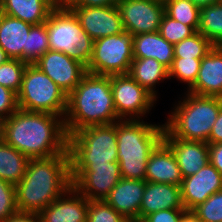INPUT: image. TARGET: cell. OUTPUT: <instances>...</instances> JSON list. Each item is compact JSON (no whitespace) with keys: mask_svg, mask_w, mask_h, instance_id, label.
<instances>
[{"mask_svg":"<svg viewBox=\"0 0 222 222\" xmlns=\"http://www.w3.org/2000/svg\"><path fill=\"white\" fill-rule=\"evenodd\" d=\"M213 46L201 33L196 32L174 45V57L203 58Z\"/></svg>","mask_w":222,"mask_h":222,"instance_id":"f546056e","label":"cell"},{"mask_svg":"<svg viewBox=\"0 0 222 222\" xmlns=\"http://www.w3.org/2000/svg\"><path fill=\"white\" fill-rule=\"evenodd\" d=\"M3 123L4 119L0 117V140L3 138Z\"/></svg>","mask_w":222,"mask_h":222,"instance_id":"bcb514c9","label":"cell"},{"mask_svg":"<svg viewBox=\"0 0 222 222\" xmlns=\"http://www.w3.org/2000/svg\"><path fill=\"white\" fill-rule=\"evenodd\" d=\"M18 109L17 94L0 85V117L4 120Z\"/></svg>","mask_w":222,"mask_h":222,"instance_id":"8d00e7d4","label":"cell"},{"mask_svg":"<svg viewBox=\"0 0 222 222\" xmlns=\"http://www.w3.org/2000/svg\"><path fill=\"white\" fill-rule=\"evenodd\" d=\"M164 209H185L181 199V186L146 181L140 217L145 218Z\"/></svg>","mask_w":222,"mask_h":222,"instance_id":"44dd1931","label":"cell"},{"mask_svg":"<svg viewBox=\"0 0 222 222\" xmlns=\"http://www.w3.org/2000/svg\"><path fill=\"white\" fill-rule=\"evenodd\" d=\"M190 1L198 7H204L210 4L218 3L220 0H190Z\"/></svg>","mask_w":222,"mask_h":222,"instance_id":"7bdbcfd3","label":"cell"},{"mask_svg":"<svg viewBox=\"0 0 222 222\" xmlns=\"http://www.w3.org/2000/svg\"><path fill=\"white\" fill-rule=\"evenodd\" d=\"M70 165H108L117 160V122L94 125L68 135Z\"/></svg>","mask_w":222,"mask_h":222,"instance_id":"8992f818","label":"cell"},{"mask_svg":"<svg viewBox=\"0 0 222 222\" xmlns=\"http://www.w3.org/2000/svg\"><path fill=\"white\" fill-rule=\"evenodd\" d=\"M3 222H42L38 213L16 211Z\"/></svg>","mask_w":222,"mask_h":222,"instance_id":"60d3db41","label":"cell"},{"mask_svg":"<svg viewBox=\"0 0 222 222\" xmlns=\"http://www.w3.org/2000/svg\"><path fill=\"white\" fill-rule=\"evenodd\" d=\"M93 41L125 31L117 5L103 7L67 6Z\"/></svg>","mask_w":222,"mask_h":222,"instance_id":"4fadbf2b","label":"cell"},{"mask_svg":"<svg viewBox=\"0 0 222 222\" xmlns=\"http://www.w3.org/2000/svg\"><path fill=\"white\" fill-rule=\"evenodd\" d=\"M18 211L15 185L0 179V222Z\"/></svg>","mask_w":222,"mask_h":222,"instance_id":"d590c367","label":"cell"},{"mask_svg":"<svg viewBox=\"0 0 222 222\" xmlns=\"http://www.w3.org/2000/svg\"><path fill=\"white\" fill-rule=\"evenodd\" d=\"M174 105L164 123L165 130L173 138L208 143L211 128L222 107V97L200 96L186 91Z\"/></svg>","mask_w":222,"mask_h":222,"instance_id":"5b68a950","label":"cell"},{"mask_svg":"<svg viewBox=\"0 0 222 222\" xmlns=\"http://www.w3.org/2000/svg\"><path fill=\"white\" fill-rule=\"evenodd\" d=\"M202 58L174 57L169 68V79L177 78L187 85V91L195 84Z\"/></svg>","mask_w":222,"mask_h":222,"instance_id":"f1b7e54d","label":"cell"},{"mask_svg":"<svg viewBox=\"0 0 222 222\" xmlns=\"http://www.w3.org/2000/svg\"><path fill=\"white\" fill-rule=\"evenodd\" d=\"M58 5H66L71 0H55Z\"/></svg>","mask_w":222,"mask_h":222,"instance_id":"c3c4849f","label":"cell"},{"mask_svg":"<svg viewBox=\"0 0 222 222\" xmlns=\"http://www.w3.org/2000/svg\"><path fill=\"white\" fill-rule=\"evenodd\" d=\"M133 57L154 58L169 69L174 59V45L165 40L159 32L134 35Z\"/></svg>","mask_w":222,"mask_h":222,"instance_id":"cb8c5ba5","label":"cell"},{"mask_svg":"<svg viewBox=\"0 0 222 222\" xmlns=\"http://www.w3.org/2000/svg\"><path fill=\"white\" fill-rule=\"evenodd\" d=\"M222 189V174L208 162L197 173L183 178L181 199L185 210L191 212L212 194Z\"/></svg>","mask_w":222,"mask_h":222,"instance_id":"9a60e30c","label":"cell"},{"mask_svg":"<svg viewBox=\"0 0 222 222\" xmlns=\"http://www.w3.org/2000/svg\"><path fill=\"white\" fill-rule=\"evenodd\" d=\"M48 50L49 37L45 22L31 25L27 36V63L33 64Z\"/></svg>","mask_w":222,"mask_h":222,"instance_id":"4dcf8cb0","label":"cell"},{"mask_svg":"<svg viewBox=\"0 0 222 222\" xmlns=\"http://www.w3.org/2000/svg\"><path fill=\"white\" fill-rule=\"evenodd\" d=\"M57 6L55 0H0L1 13L31 25L45 22Z\"/></svg>","mask_w":222,"mask_h":222,"instance_id":"603a6c76","label":"cell"},{"mask_svg":"<svg viewBox=\"0 0 222 222\" xmlns=\"http://www.w3.org/2000/svg\"><path fill=\"white\" fill-rule=\"evenodd\" d=\"M222 143V107L220 108L219 114L215 123L213 124L208 138V144Z\"/></svg>","mask_w":222,"mask_h":222,"instance_id":"b9f144b4","label":"cell"},{"mask_svg":"<svg viewBox=\"0 0 222 222\" xmlns=\"http://www.w3.org/2000/svg\"><path fill=\"white\" fill-rule=\"evenodd\" d=\"M197 32L214 46H222V4L220 2L200 7Z\"/></svg>","mask_w":222,"mask_h":222,"instance_id":"4316f807","label":"cell"},{"mask_svg":"<svg viewBox=\"0 0 222 222\" xmlns=\"http://www.w3.org/2000/svg\"><path fill=\"white\" fill-rule=\"evenodd\" d=\"M18 109L64 117L67 94L36 65L27 64L17 93Z\"/></svg>","mask_w":222,"mask_h":222,"instance_id":"ba28073f","label":"cell"},{"mask_svg":"<svg viewBox=\"0 0 222 222\" xmlns=\"http://www.w3.org/2000/svg\"><path fill=\"white\" fill-rule=\"evenodd\" d=\"M128 74L156 99L158 90L156 85L169 79V69L154 58H134Z\"/></svg>","mask_w":222,"mask_h":222,"instance_id":"d4e9b609","label":"cell"},{"mask_svg":"<svg viewBox=\"0 0 222 222\" xmlns=\"http://www.w3.org/2000/svg\"><path fill=\"white\" fill-rule=\"evenodd\" d=\"M119 0H71L66 6L103 7L117 5Z\"/></svg>","mask_w":222,"mask_h":222,"instance_id":"ab89813d","label":"cell"},{"mask_svg":"<svg viewBox=\"0 0 222 222\" xmlns=\"http://www.w3.org/2000/svg\"><path fill=\"white\" fill-rule=\"evenodd\" d=\"M159 33L165 40L175 45L185 38L190 37L196 31L191 26L174 20L164 13L159 26Z\"/></svg>","mask_w":222,"mask_h":222,"instance_id":"d6a6232c","label":"cell"},{"mask_svg":"<svg viewBox=\"0 0 222 222\" xmlns=\"http://www.w3.org/2000/svg\"><path fill=\"white\" fill-rule=\"evenodd\" d=\"M30 158L0 140V179L17 185L27 170Z\"/></svg>","mask_w":222,"mask_h":222,"instance_id":"484cf974","label":"cell"},{"mask_svg":"<svg viewBox=\"0 0 222 222\" xmlns=\"http://www.w3.org/2000/svg\"><path fill=\"white\" fill-rule=\"evenodd\" d=\"M209 162L222 174V143L209 144Z\"/></svg>","mask_w":222,"mask_h":222,"instance_id":"f35d334b","label":"cell"},{"mask_svg":"<svg viewBox=\"0 0 222 222\" xmlns=\"http://www.w3.org/2000/svg\"><path fill=\"white\" fill-rule=\"evenodd\" d=\"M164 13L174 20L191 26L197 32L200 7L193 4L190 0H168L164 4Z\"/></svg>","mask_w":222,"mask_h":222,"instance_id":"83f0119b","label":"cell"},{"mask_svg":"<svg viewBox=\"0 0 222 222\" xmlns=\"http://www.w3.org/2000/svg\"><path fill=\"white\" fill-rule=\"evenodd\" d=\"M31 24L1 13L0 46L10 59L27 62V36Z\"/></svg>","mask_w":222,"mask_h":222,"instance_id":"7402d4cb","label":"cell"},{"mask_svg":"<svg viewBox=\"0 0 222 222\" xmlns=\"http://www.w3.org/2000/svg\"><path fill=\"white\" fill-rule=\"evenodd\" d=\"M117 6L125 31L133 36L159 32L164 4L154 0H119Z\"/></svg>","mask_w":222,"mask_h":222,"instance_id":"7c38bea8","label":"cell"},{"mask_svg":"<svg viewBox=\"0 0 222 222\" xmlns=\"http://www.w3.org/2000/svg\"><path fill=\"white\" fill-rule=\"evenodd\" d=\"M163 142L172 150L183 178L197 173L209 162L207 142L173 138L165 129Z\"/></svg>","mask_w":222,"mask_h":222,"instance_id":"e0dca14e","label":"cell"},{"mask_svg":"<svg viewBox=\"0 0 222 222\" xmlns=\"http://www.w3.org/2000/svg\"><path fill=\"white\" fill-rule=\"evenodd\" d=\"M73 186L88 200H104L121 180L118 162L108 165H70Z\"/></svg>","mask_w":222,"mask_h":222,"instance_id":"8fae6325","label":"cell"},{"mask_svg":"<svg viewBox=\"0 0 222 222\" xmlns=\"http://www.w3.org/2000/svg\"><path fill=\"white\" fill-rule=\"evenodd\" d=\"M188 92L222 97V46H213L202 58L195 84Z\"/></svg>","mask_w":222,"mask_h":222,"instance_id":"d6986e66","label":"cell"},{"mask_svg":"<svg viewBox=\"0 0 222 222\" xmlns=\"http://www.w3.org/2000/svg\"><path fill=\"white\" fill-rule=\"evenodd\" d=\"M63 118L68 135L85 127L120 120L115 111L111 76L86 73L67 95V109Z\"/></svg>","mask_w":222,"mask_h":222,"instance_id":"3957f363","label":"cell"},{"mask_svg":"<svg viewBox=\"0 0 222 222\" xmlns=\"http://www.w3.org/2000/svg\"><path fill=\"white\" fill-rule=\"evenodd\" d=\"M72 185L69 154L30 158L24 177L15 186L17 209L39 214Z\"/></svg>","mask_w":222,"mask_h":222,"instance_id":"7a4b0ae2","label":"cell"},{"mask_svg":"<svg viewBox=\"0 0 222 222\" xmlns=\"http://www.w3.org/2000/svg\"><path fill=\"white\" fill-rule=\"evenodd\" d=\"M188 211L185 209H164L145 217L149 222H180Z\"/></svg>","mask_w":222,"mask_h":222,"instance_id":"74e56055","label":"cell"},{"mask_svg":"<svg viewBox=\"0 0 222 222\" xmlns=\"http://www.w3.org/2000/svg\"><path fill=\"white\" fill-rule=\"evenodd\" d=\"M87 222H128L104 200H89Z\"/></svg>","mask_w":222,"mask_h":222,"instance_id":"e575fe53","label":"cell"},{"mask_svg":"<svg viewBox=\"0 0 222 222\" xmlns=\"http://www.w3.org/2000/svg\"><path fill=\"white\" fill-rule=\"evenodd\" d=\"M115 111L120 120H142L157 104V99L129 74L111 75Z\"/></svg>","mask_w":222,"mask_h":222,"instance_id":"30bf717a","label":"cell"},{"mask_svg":"<svg viewBox=\"0 0 222 222\" xmlns=\"http://www.w3.org/2000/svg\"><path fill=\"white\" fill-rule=\"evenodd\" d=\"M133 59V35L124 31L93 41L86 71L104 76L128 74Z\"/></svg>","mask_w":222,"mask_h":222,"instance_id":"9c48e42d","label":"cell"},{"mask_svg":"<svg viewBox=\"0 0 222 222\" xmlns=\"http://www.w3.org/2000/svg\"><path fill=\"white\" fill-rule=\"evenodd\" d=\"M89 200L73 185L40 213L42 222H87Z\"/></svg>","mask_w":222,"mask_h":222,"instance_id":"2e32d148","label":"cell"},{"mask_svg":"<svg viewBox=\"0 0 222 222\" xmlns=\"http://www.w3.org/2000/svg\"><path fill=\"white\" fill-rule=\"evenodd\" d=\"M33 64L67 95L74 90L81 78L87 73L83 64L59 51L48 50Z\"/></svg>","mask_w":222,"mask_h":222,"instance_id":"5bb4252c","label":"cell"},{"mask_svg":"<svg viewBox=\"0 0 222 222\" xmlns=\"http://www.w3.org/2000/svg\"><path fill=\"white\" fill-rule=\"evenodd\" d=\"M144 119L117 121V160L122 178L145 180L147 161L163 141L164 124Z\"/></svg>","mask_w":222,"mask_h":222,"instance_id":"277c9868","label":"cell"},{"mask_svg":"<svg viewBox=\"0 0 222 222\" xmlns=\"http://www.w3.org/2000/svg\"><path fill=\"white\" fill-rule=\"evenodd\" d=\"M154 1H157V2H160L162 4H165L168 0H154Z\"/></svg>","mask_w":222,"mask_h":222,"instance_id":"681fc988","label":"cell"},{"mask_svg":"<svg viewBox=\"0 0 222 222\" xmlns=\"http://www.w3.org/2000/svg\"><path fill=\"white\" fill-rule=\"evenodd\" d=\"M10 58L8 57V55L6 54V52L3 50V48L0 46V64H3L4 62H6L7 60H9Z\"/></svg>","mask_w":222,"mask_h":222,"instance_id":"f6af8a7d","label":"cell"},{"mask_svg":"<svg viewBox=\"0 0 222 222\" xmlns=\"http://www.w3.org/2000/svg\"><path fill=\"white\" fill-rule=\"evenodd\" d=\"M180 222H198L196 217L191 213V212H187L182 219L180 220Z\"/></svg>","mask_w":222,"mask_h":222,"instance_id":"ee69618b","label":"cell"},{"mask_svg":"<svg viewBox=\"0 0 222 222\" xmlns=\"http://www.w3.org/2000/svg\"><path fill=\"white\" fill-rule=\"evenodd\" d=\"M145 180L181 186L183 176L172 150L162 141L151 153Z\"/></svg>","mask_w":222,"mask_h":222,"instance_id":"ffe728a7","label":"cell"},{"mask_svg":"<svg viewBox=\"0 0 222 222\" xmlns=\"http://www.w3.org/2000/svg\"><path fill=\"white\" fill-rule=\"evenodd\" d=\"M145 185L146 180L121 178L104 201L126 220L136 219L140 217Z\"/></svg>","mask_w":222,"mask_h":222,"instance_id":"ac0fdd59","label":"cell"},{"mask_svg":"<svg viewBox=\"0 0 222 222\" xmlns=\"http://www.w3.org/2000/svg\"><path fill=\"white\" fill-rule=\"evenodd\" d=\"M45 24L50 50L63 52L87 67L92 56L93 39L82 29L75 14L66 5H58Z\"/></svg>","mask_w":222,"mask_h":222,"instance_id":"52a82bcc","label":"cell"},{"mask_svg":"<svg viewBox=\"0 0 222 222\" xmlns=\"http://www.w3.org/2000/svg\"><path fill=\"white\" fill-rule=\"evenodd\" d=\"M27 64V62L19 59H9L0 64V85L17 94L21 88Z\"/></svg>","mask_w":222,"mask_h":222,"instance_id":"1f68e13d","label":"cell"},{"mask_svg":"<svg viewBox=\"0 0 222 222\" xmlns=\"http://www.w3.org/2000/svg\"><path fill=\"white\" fill-rule=\"evenodd\" d=\"M2 140L29 158L69 154L64 118L51 113L17 109L4 120Z\"/></svg>","mask_w":222,"mask_h":222,"instance_id":"6da1fadb","label":"cell"},{"mask_svg":"<svg viewBox=\"0 0 222 222\" xmlns=\"http://www.w3.org/2000/svg\"><path fill=\"white\" fill-rule=\"evenodd\" d=\"M191 213L198 222H222V189L195 207Z\"/></svg>","mask_w":222,"mask_h":222,"instance_id":"836d02e7","label":"cell"},{"mask_svg":"<svg viewBox=\"0 0 222 222\" xmlns=\"http://www.w3.org/2000/svg\"><path fill=\"white\" fill-rule=\"evenodd\" d=\"M128 222H149V221H147L145 218L138 217V218L130 220Z\"/></svg>","mask_w":222,"mask_h":222,"instance_id":"7dc6e473","label":"cell"}]
</instances>
